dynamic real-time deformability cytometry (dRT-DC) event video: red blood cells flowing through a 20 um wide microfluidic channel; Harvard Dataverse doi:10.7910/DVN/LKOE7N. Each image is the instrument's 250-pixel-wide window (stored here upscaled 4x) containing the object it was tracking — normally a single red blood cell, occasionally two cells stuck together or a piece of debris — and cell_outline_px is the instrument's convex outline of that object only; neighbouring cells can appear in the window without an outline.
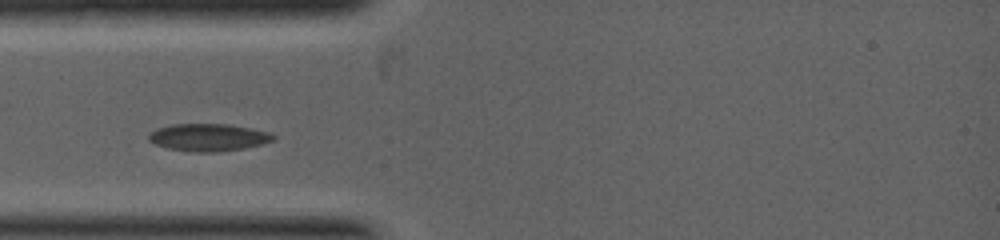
{"species": "common noctule bat (a hibernating species)", "species_latin": "Nyctalus noctula", "temperature_condition": "warm", "stored_images_in_passage": 1, "camera_frame_rate_fps": 5000, "um_per_image_px": 0.085, "animal": {"sex": "female", "body_mass_g": 19.0, "forearm_length_mm": 53.3}, "frame": {"image": 1, "passage_image": 1, "time_ms": 0.0, "image_size_px": [1000, 240], "cell_outline_px": [[276, 136], [272, 140], [260, 144], [244, 148], [220, 152], [192, 152], [168, 148], [156, 144], [148, 140], [148, 136], [156, 128], [172, 124], [228, 124], [268, 132]], "centroid_in_image_um": [17.68, 11.68], "position_along_channel_um": 67.3, "area_um2": 19.71}}